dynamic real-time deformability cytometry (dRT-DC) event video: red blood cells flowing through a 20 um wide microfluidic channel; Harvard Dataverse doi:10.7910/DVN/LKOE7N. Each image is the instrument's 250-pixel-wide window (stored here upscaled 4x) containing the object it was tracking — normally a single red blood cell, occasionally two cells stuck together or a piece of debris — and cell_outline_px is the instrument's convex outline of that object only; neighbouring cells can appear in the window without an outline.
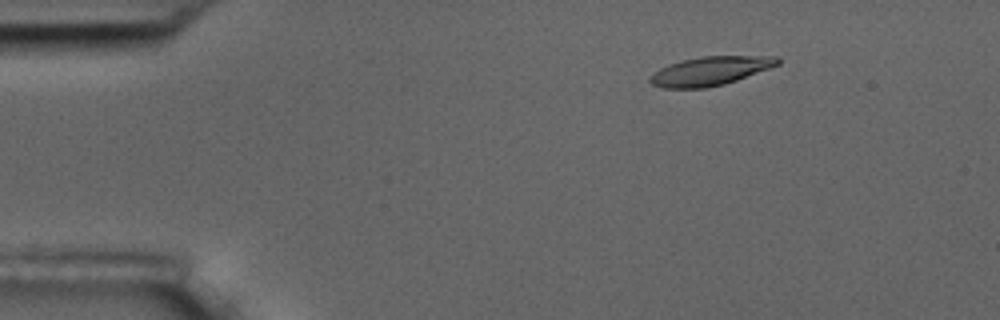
{"species": "common noctule bat (a hibernating species)", "species_latin": "Nyctalus noctula", "temperature_condition": "room temperature", "stored_images_in_passage": 5, "camera_frame_rate_fps": 3000, "um_per_image_px": 0.085, "animal": {"sex": "male", "body_mass_g": 17.5, "forearm_length_mm": 52.3}, "frame": {"image": 1, "passage_image": 1, "time_ms": 0.0, "image_size_px": [1000, 320], "cell_outline_px": [[780, 64], [736, 80], [724, 84], [704, 88], [664, 88], [652, 84], [648, 80], [660, 68], [668, 64], [700, 56], [776, 56], [780, 60]], "centroid_in_image_um": [60.38, 6.03], "position_along_channel_um": 24.6, "area_um2": 21.15}}
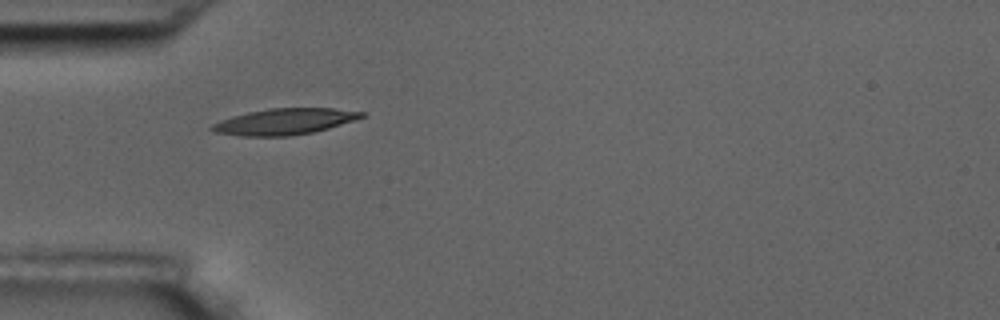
{"frame": {"image": 2, "passage_image": 3, "time_ms": 3.0, "image_size_px": [1000, 320], "cell_outline_px": [[368, 116], [328, 128], [312, 132], [288, 136], [240, 136], [216, 132], [208, 128], [212, 124], [220, 120], [232, 116], [248, 112], [268, 108], [332, 108], [368, 112]], "centroid_in_image_um": [24.21, 10.32], "position_along_channel_um": 60.8, "area_um2": 22.89}}